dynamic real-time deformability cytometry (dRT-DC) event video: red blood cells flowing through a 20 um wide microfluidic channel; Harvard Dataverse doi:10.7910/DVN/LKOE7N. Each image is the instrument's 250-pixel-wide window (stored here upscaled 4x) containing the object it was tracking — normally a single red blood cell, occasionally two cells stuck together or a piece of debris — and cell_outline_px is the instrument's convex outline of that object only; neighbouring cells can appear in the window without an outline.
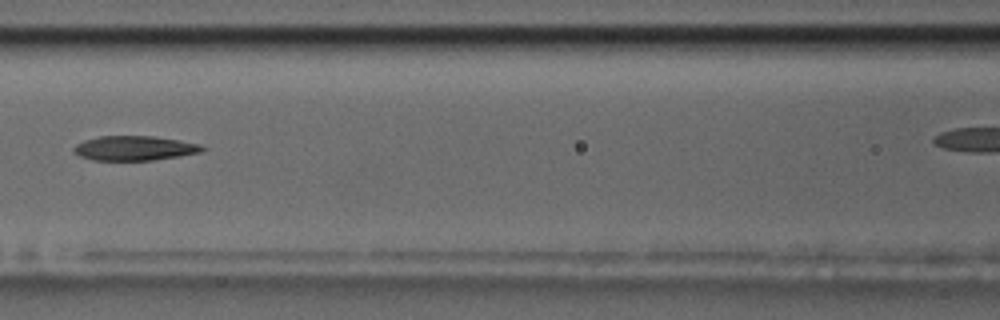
{"species": "common noctule bat (a hibernating species)", "species_latin": "Nyctalus noctula", "temperature_condition": "room temperature", "stored_images_in_passage": 7, "segment_of_instrument_passage": [1, 2], "camera_frame_rate_fps": 3000, "um_per_image_px": 0.085, "animal": {"sex": "male", "body_mass_g": 17.5, "forearm_length_mm": 52.3}, "frame": {"image": 1, "passage_image": 6, "time_ms": 6.667, "image_size_px": [1000, 320], "cell_outline_px": [[208, 148], [200, 152], [152, 160], [92, 160], [80, 156], [72, 152], [72, 148], [76, 144], [84, 140], [100, 136], [156, 136], [180, 140], [200, 144]], "centroid_in_image_um": [11.41, 12.58], "position_along_channel_um": 155.2, "area_um2": 18.44}}